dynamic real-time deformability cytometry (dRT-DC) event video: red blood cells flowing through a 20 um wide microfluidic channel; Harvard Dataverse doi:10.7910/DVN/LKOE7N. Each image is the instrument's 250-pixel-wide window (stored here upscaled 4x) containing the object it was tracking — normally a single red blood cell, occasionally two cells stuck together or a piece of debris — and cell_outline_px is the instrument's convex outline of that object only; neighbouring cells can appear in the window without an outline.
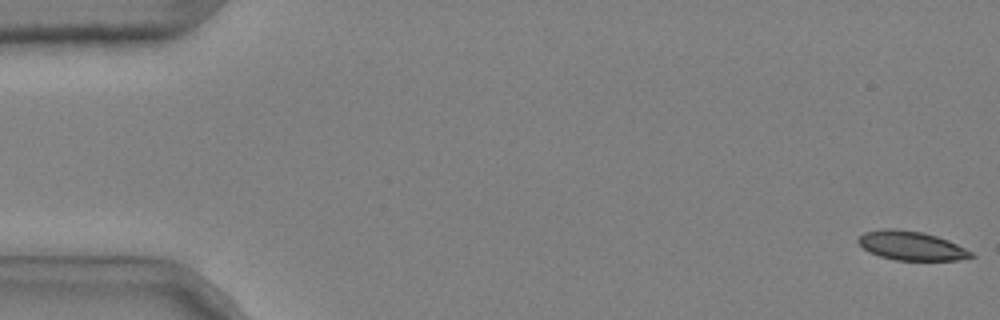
{"species": "common noctule bat (a hibernating species)", "species_latin": "Nyctalus noctula", "temperature_condition": "cold", "stored_images_in_passage": 5, "camera_frame_rate_fps": 3000, "um_per_image_px": 0.085, "animal": {"sex": "male", "body_mass_g": 20.4}, "frame": {"image": 1, "passage_image": 1, "time_ms": 0.0, "image_size_px": [1000, 320], "cell_outline_px": [[976, 256], [956, 260], [896, 260], [880, 256], [868, 252], [856, 240], [864, 232], [884, 228], [892, 228], [924, 232], [948, 240], [972, 252]], "centroid_in_image_um": [77.44, 20.88], "position_along_channel_um": 7.6, "area_um2": 19.02}}